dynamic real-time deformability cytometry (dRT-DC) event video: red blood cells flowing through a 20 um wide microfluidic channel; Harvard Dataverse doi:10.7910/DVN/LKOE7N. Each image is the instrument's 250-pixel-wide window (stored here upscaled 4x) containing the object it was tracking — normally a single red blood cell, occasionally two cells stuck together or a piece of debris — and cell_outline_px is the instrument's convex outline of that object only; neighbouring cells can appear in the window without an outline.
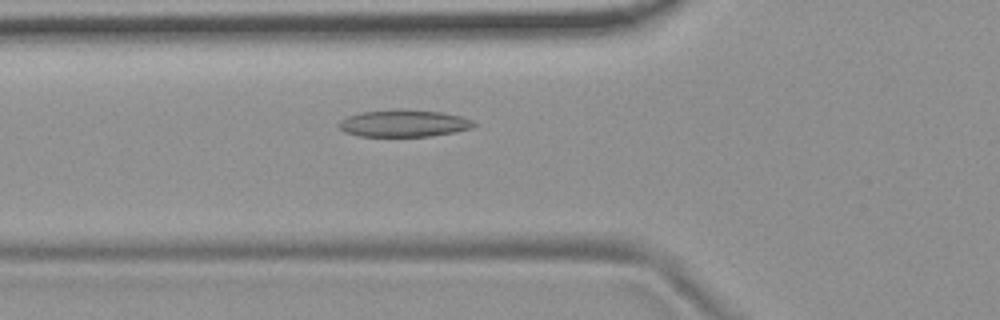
{"species": "common noctule bat (a hibernating species)", "species_latin": "Nyctalus noctula", "temperature_condition": "room temperature", "stored_images_in_passage": 55, "camera_frame_rate_fps": 3000, "um_per_image_px": 0.085, "animal": {"sex": "female", "body_mass_g": 19.9}, "frame": {"image": 1, "passage_image": 20, "time_ms": 6.333, "image_size_px": [1000, 320], "cell_outline_px": [[476, 124], [472, 128], [456, 132], [428, 136], [360, 136], [344, 132], [336, 124], [340, 120], [348, 116], [360, 112], [392, 108], [400, 108], [440, 112], [460, 116], [472, 120]], "centroid_in_image_um": [34.29, 10.47], "position_along_channel_um": 91.5, "area_um2": 21.56}}
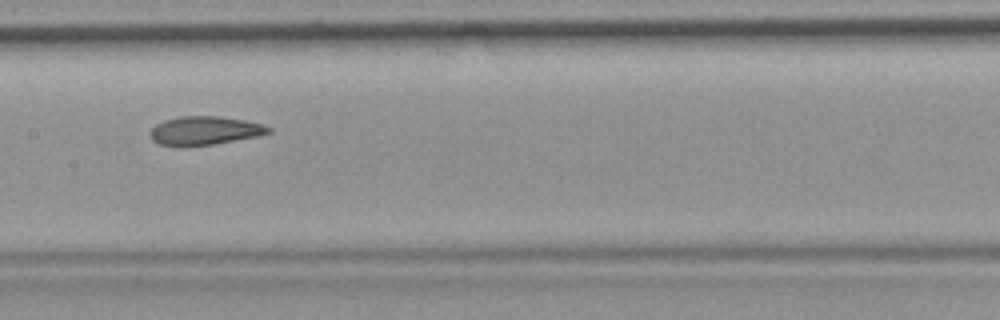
{"frame": {"image": 2, "passage_image": 28, "time_ms": 9.0, "image_size_px": [1000, 320], "cell_outline_px": [[272, 132], [260, 136], [212, 144], [160, 144], [152, 140], [148, 132], [156, 124], [164, 120], [180, 116], [220, 116], [244, 120], [264, 124], [272, 128]], "centroid_in_image_um": [17.46, 11.07], "position_along_channel_um": 189.9, "area_um2": 19.42}}
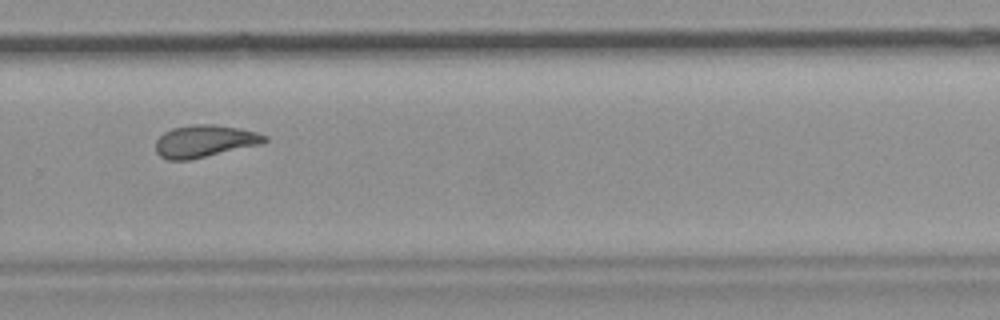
{"frame": {"image": 3, "passage_image": 38, "time_ms": 12.333, "image_size_px": [1000, 320], "cell_outline_px": [[268, 140], [264, 144], [192, 160], [168, 160], [160, 156], [156, 152], [156, 140], [164, 132], [172, 128], [192, 124], [212, 124], [240, 128], [256, 132], [268, 136]], "centroid_in_image_um": [17.43, 12.01], "position_along_channel_um": 312.4, "area_um2": 20.87}, "authors_computed_cell_mechanics": {"area_um2": 21.097, "velocity_mm_per_s": 3.6896, "shape_relaxation_time_tau1_ms": null, "shape_relaxation_time_tau2_ms": 3.4294, "deformation_change_tau1": null, "deformation_change_tau2": 0.1067}}